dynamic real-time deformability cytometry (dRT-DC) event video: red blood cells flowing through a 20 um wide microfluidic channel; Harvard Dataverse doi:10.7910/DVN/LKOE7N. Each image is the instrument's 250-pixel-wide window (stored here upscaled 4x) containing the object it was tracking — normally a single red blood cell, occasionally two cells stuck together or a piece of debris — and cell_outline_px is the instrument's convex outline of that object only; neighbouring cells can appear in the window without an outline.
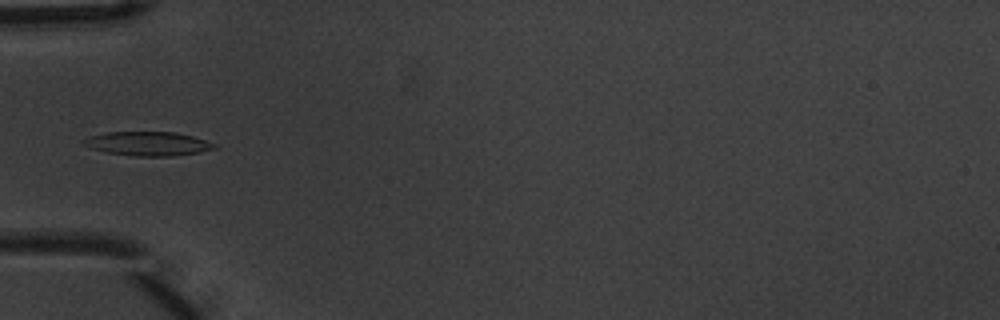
{"species": "common noctule bat (a hibernating species)", "species_latin": "Nyctalus noctula", "temperature_condition": "warm", "stored_images_in_passage": 6, "camera_frame_rate_fps": 3000, "um_per_image_px": 0.085, "animal": {"sex": "male", "body_mass_g": 20.1, "forearm_length_mm": 53.5}, "frame": {"image": 1, "passage_image": 5, "time_ms": 1.333, "image_size_px": [1000, 320], "cell_outline_px": [[216, 148], [200, 152], [172, 156], [132, 156], [108, 152], [92, 148], [84, 144], [80, 140], [92, 136], [108, 132], [176, 132], [192, 136], [216, 144]], "centroid_in_image_um": [12.59, 12.21], "position_along_channel_um": 72.4, "area_um2": 18.09}}
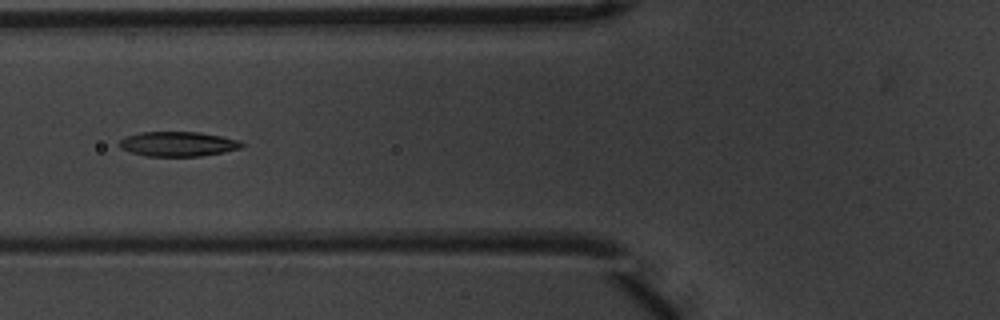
{"frame": {"image": 2, "passage_image": 6, "time_ms": 1.667, "image_size_px": [1000, 320], "cell_outline_px": [[244, 144], [240, 148], [224, 152], [200, 156], [148, 156], [132, 152], [120, 148], [116, 144], [124, 136], [140, 132], [200, 132], [240, 140]], "centroid_in_image_um": [15.09, 12.23], "position_along_channel_um": 110.7, "area_um2": 17.69}}